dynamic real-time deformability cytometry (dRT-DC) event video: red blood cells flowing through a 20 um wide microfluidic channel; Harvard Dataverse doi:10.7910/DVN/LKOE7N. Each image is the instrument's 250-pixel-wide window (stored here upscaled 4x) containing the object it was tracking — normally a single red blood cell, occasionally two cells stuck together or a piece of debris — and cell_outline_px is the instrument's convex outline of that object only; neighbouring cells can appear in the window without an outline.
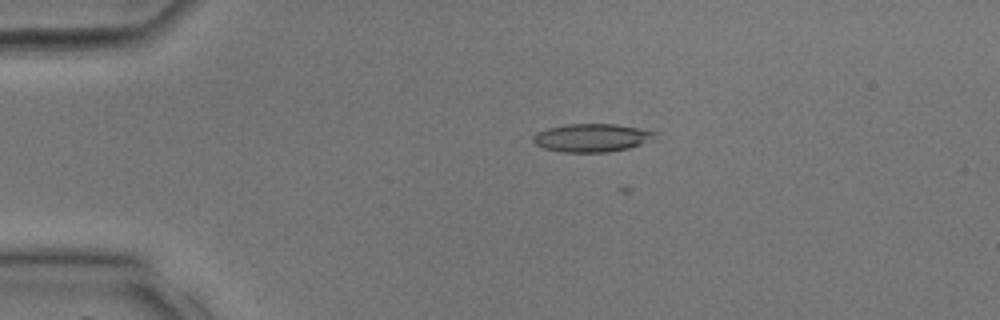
{"species": "common noctule bat (a hibernating species)", "species_latin": "Nyctalus noctula", "temperature_condition": "room temperature", "stored_images_in_passage": 11, "camera_frame_rate_fps": 3000, "um_per_image_px": 0.085, "animal": {"sex": "male", "body_mass_g": 17.9, "forearm_length_mm": 54.2}, "frame": {"image": 1, "passage_image": 4, "time_ms": 1.0, "image_size_px": [1000, 320], "cell_outline_px": [[656, 132], [640, 144], [628, 148], [608, 152], [560, 152], [544, 148], [536, 144], [532, 140], [532, 136], [536, 132], [548, 128], [568, 124], [616, 124], [640, 128]], "centroid_in_image_um": [50.2, 11.71], "position_along_channel_um": 34.8, "area_um2": 19.65}}